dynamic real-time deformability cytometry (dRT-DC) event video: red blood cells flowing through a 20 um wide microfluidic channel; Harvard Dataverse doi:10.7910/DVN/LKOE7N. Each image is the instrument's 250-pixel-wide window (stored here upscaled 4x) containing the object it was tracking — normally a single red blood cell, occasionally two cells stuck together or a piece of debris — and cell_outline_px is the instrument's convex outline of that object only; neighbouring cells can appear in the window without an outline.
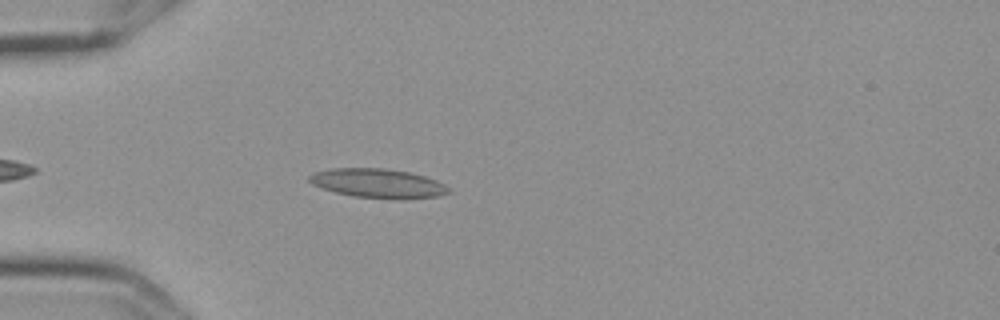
{"species": "Egyptian fruit bat (a non-hibernating species)", "species_latin": "Rousettus aegyptiacus", "temperature_condition": "cold", "stored_images_in_passage": 4, "camera_frame_rate_fps": 3000, "um_per_image_px": 0.085, "frame": {"image": 1, "passage_image": 4, "time_ms": 1.0, "image_size_px": [1000, 320], "cell_outline_px": [[452, 192], [436, 196], [352, 196], [336, 192], [312, 184], [308, 180], [308, 176], [312, 172], [332, 168], [384, 168], [408, 172], [424, 176], [436, 180], [444, 184]], "centroid_in_image_um": [32.03, 15.52], "position_along_channel_um": 53.0, "area_um2": 22.54}}